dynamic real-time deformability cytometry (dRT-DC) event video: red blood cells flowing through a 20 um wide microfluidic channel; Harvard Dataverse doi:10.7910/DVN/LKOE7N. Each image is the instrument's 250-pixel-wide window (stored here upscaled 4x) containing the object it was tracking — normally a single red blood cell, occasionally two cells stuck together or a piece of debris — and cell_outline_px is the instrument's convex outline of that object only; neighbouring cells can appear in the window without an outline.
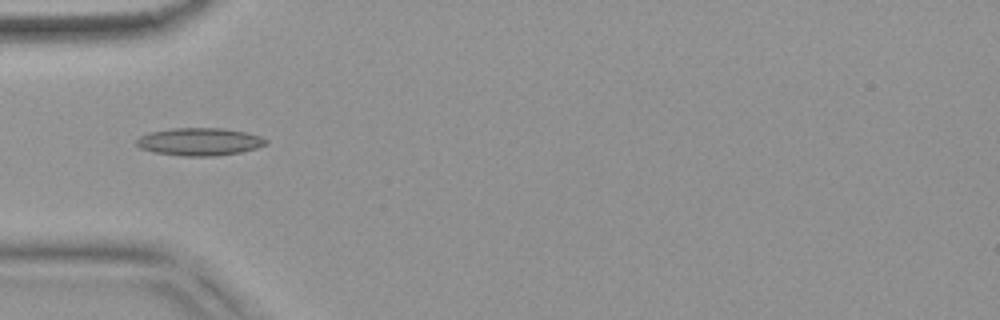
{"species": "common noctule bat (a hibernating species)", "species_latin": "Nyctalus noctula", "temperature_condition": "warm", "stored_images_in_passage": 52, "camera_frame_rate_fps": 3000, "um_per_image_px": 0.085, "animal": {"sex": "female", "body_mass_g": 18.4}, "frame": {"image": 1, "passage_image": 16, "time_ms": 5.0, "image_size_px": [1000, 320], "cell_outline_px": [[268, 144], [256, 148], [240, 152], [216, 156], [180, 156], [152, 152], [140, 148], [136, 144], [136, 140], [140, 136], [148, 132], [172, 128], [224, 128], [244, 132], [260, 136], [268, 140]], "centroid_in_image_um": [16.94, 12.05], "position_along_channel_um": 68.1, "area_um2": 21.04}}